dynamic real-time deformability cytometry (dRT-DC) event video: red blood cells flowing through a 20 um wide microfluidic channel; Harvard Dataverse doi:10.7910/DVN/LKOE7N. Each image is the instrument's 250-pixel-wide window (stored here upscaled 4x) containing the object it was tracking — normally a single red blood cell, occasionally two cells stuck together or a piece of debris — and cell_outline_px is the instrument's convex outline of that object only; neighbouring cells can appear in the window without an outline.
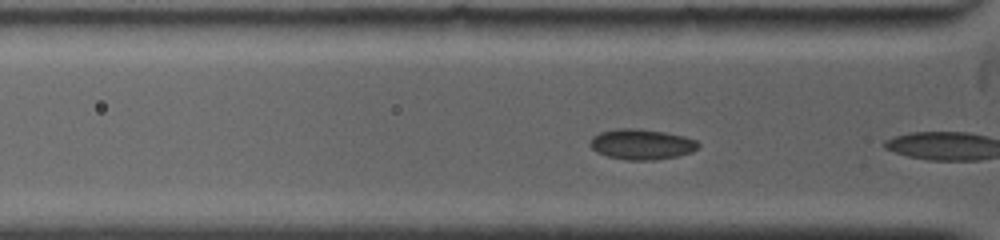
{"species": "common noctule bat (a hibernating species)", "species_latin": "Nyctalus noctula", "temperature_condition": "warm", "stored_images_in_passage": 4, "camera_frame_rate_fps": 5000, "um_per_image_px": 0.085, "animal": {"sex": "female", "body_mass_g": 19.0, "forearm_length_mm": 53.3}, "frame": {"image": 1, "passage_image": 3, "time_ms": 0.4, "image_size_px": [1000, 240], "cell_outline_px": [[700, 144], [692, 152], [676, 156], [652, 160], [628, 160], [608, 156], [596, 152], [588, 144], [592, 136], [600, 132], [616, 128], [636, 128], [664, 132], [684, 136], [696, 140]], "centroid_in_image_um": [54.5, 12.25], "position_along_channel_um": 71.3, "area_um2": 19.19}}